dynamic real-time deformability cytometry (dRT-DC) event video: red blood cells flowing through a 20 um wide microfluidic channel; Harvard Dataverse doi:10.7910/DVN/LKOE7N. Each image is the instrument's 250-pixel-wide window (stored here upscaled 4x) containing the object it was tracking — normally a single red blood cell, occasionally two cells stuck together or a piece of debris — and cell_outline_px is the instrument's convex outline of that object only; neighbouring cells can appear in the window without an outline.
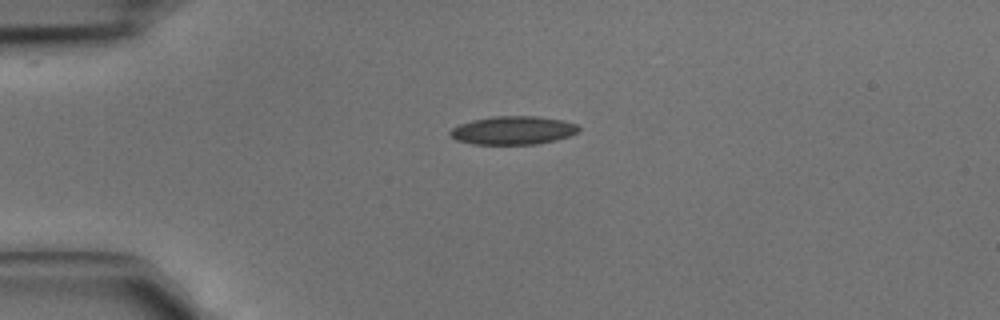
{"species": "common noctule bat (a hibernating species)", "species_latin": "Nyctalus noctula", "temperature_condition": "cold", "stored_images_in_passage": 4, "camera_frame_rate_fps": 3000, "um_per_image_px": 0.085, "animal": {"sex": "male", "body_mass_g": 15.6}, "frame": {"image": 1, "passage_image": 4, "time_ms": 1.0, "image_size_px": [1000, 320], "cell_outline_px": [[580, 132], [556, 140], [536, 144], [472, 144], [456, 140], [448, 132], [452, 128], [460, 124], [472, 120], [492, 116], [540, 116], [564, 120], [576, 124], [580, 128]], "centroid_in_image_um": [43.63, 11.07], "position_along_channel_um": 41.4, "area_um2": 21.39}}